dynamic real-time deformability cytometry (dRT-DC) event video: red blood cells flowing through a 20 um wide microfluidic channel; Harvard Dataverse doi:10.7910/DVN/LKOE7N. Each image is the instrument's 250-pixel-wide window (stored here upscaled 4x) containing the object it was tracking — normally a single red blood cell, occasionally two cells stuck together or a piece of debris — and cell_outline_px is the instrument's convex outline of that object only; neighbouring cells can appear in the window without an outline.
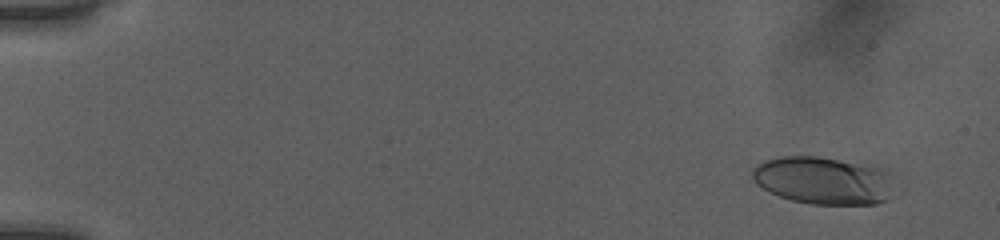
{"species": "human", "species_latin": "Homo sapiens", "temperature_condition": "room temperature", "stored_images_in_passage": 52, "camera_frame_rate_fps": 3000, "um_per_image_px": 0.085, "donor": {"sex": "female"}, "frame": {"image": 1, "passage_image": 4, "time_ms": 1.0, "image_size_px": [1000, 240], "cell_outline_px": [[892, 172], [888, 200], [876, 204], [812, 204], [792, 200], [780, 196], [756, 184], [752, 176], [752, 168], [756, 164], [764, 160], [780, 156], [816, 156], [884, 164]], "centroid_in_image_um": [70.06, 15.29], "position_along_channel_um": 14.9, "area_um2": 40.4}}
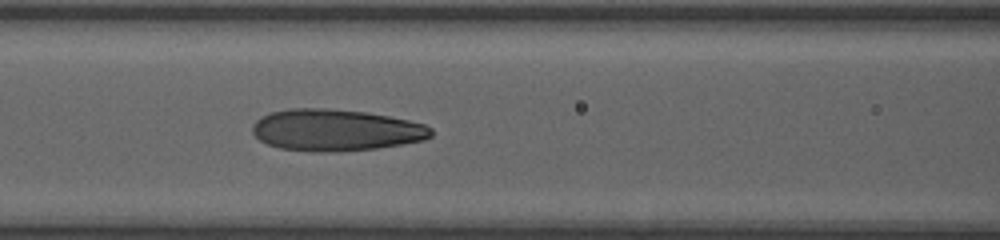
{"frame": {"image": 2, "passage_image": 24, "time_ms": 7.667, "image_size_px": [1000, 240], "cell_outline_px": [[432, 136], [424, 140], [376, 148], [336, 152], [316, 152], [280, 148], [268, 144], [260, 140], [252, 132], [252, 124], [260, 116], [272, 112], [288, 108], [324, 108], [364, 112], [388, 116], [408, 120], [424, 124], [432, 128]], "centroid_in_image_um": [28.51, 11.06], "position_along_channel_um": 138.1, "area_um2": 43.35}}
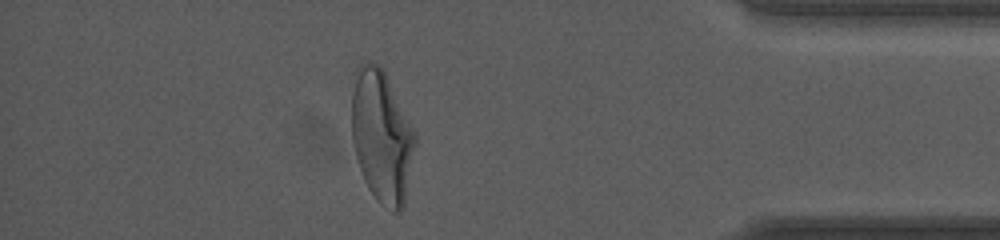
{"frame": {"image": 3, "passage_image": 46, "time_ms": 15.0, "image_size_px": [1000, 240], "cell_outline_px": [[416, 140], [404, 204], [400, 212], [392, 212], [380, 204], [376, 200], [368, 188], [364, 180], [356, 156], [352, 140], [352, 92], [356, 68], [360, 64], [368, 60], [372, 60], [380, 64], [416, 136]], "centroid_in_image_um": [32.42, 11.6], "position_along_channel_um": 402.8, "area_um2": 48.44}, "authors_computed_cell_mechanics": {"area_um2": 41.7316, "velocity_mm_per_s": 4.0461, "shape_relaxation_time_tau1_ms": 5.125, "shape_relaxation_time_tau2_ms": 1.2149, "deformation_change_tau1": 0.2196, "deformation_change_tau2": 0.0963}}